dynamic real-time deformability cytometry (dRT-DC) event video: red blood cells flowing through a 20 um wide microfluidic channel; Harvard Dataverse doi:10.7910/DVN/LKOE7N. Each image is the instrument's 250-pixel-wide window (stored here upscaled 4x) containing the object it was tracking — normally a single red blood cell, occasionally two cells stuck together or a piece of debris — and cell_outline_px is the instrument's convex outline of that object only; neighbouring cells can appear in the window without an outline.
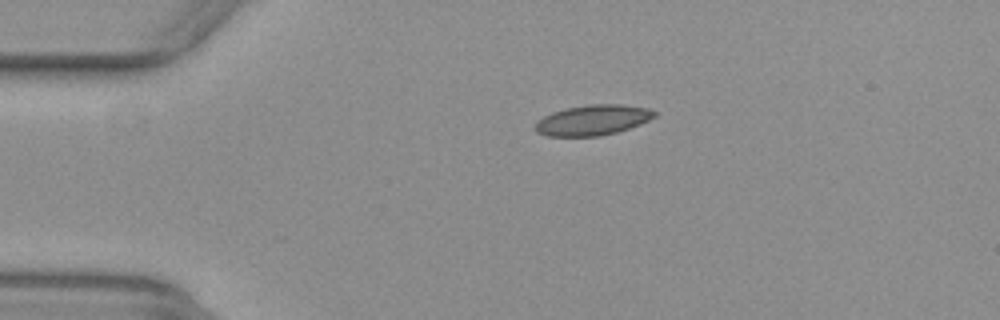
{"species": "common noctule bat (a hibernating species)", "species_latin": "Nyctalus noctula", "temperature_condition": "warm", "stored_images_in_passage": 43, "camera_frame_rate_fps": 3000, "um_per_image_px": 0.085, "animal": {"sex": "female", "body_mass_g": 29.2, "forearm_length_mm": 56.3}, "frame": {"image": 1, "passage_image": 1, "time_ms": 0.0, "image_size_px": [1000, 320], "cell_outline_px": [[656, 116], [640, 124], [616, 132], [600, 136], [548, 136], [536, 132], [536, 120], [552, 112], [564, 108], [588, 104], [624, 104], [648, 108], [656, 112]], "centroid_in_image_um": [50.37, 10.19], "position_along_channel_um": 34.6, "area_um2": 21.15}}
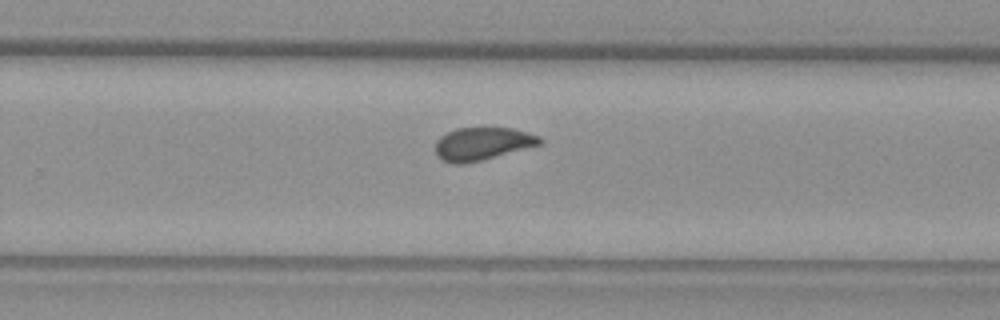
{"frame": {"image": 2, "passage_image": 24, "time_ms": 7.667, "image_size_px": [1000, 320], "cell_outline_px": [[544, 140], [540, 144], [480, 160], [464, 164], [452, 164], [436, 156], [436, 140], [440, 136], [456, 128], [512, 128], [540, 136]], "centroid_in_image_um": [40.97, 12.21], "position_along_channel_um": 288.8, "area_um2": 19.71}}
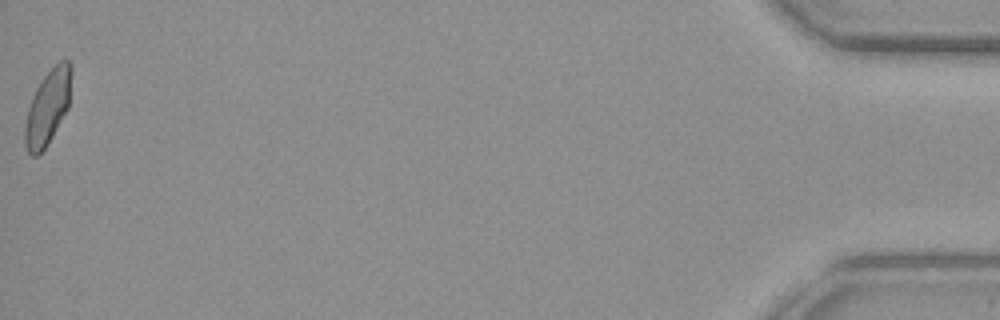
{"frame": {"image": 3, "passage_image": 43, "time_ms": 14.0, "image_size_px": [1000, 320], "cell_outline_px": [[72, 72], [68, 108], [52, 136], [44, 148], [36, 156], [32, 156], [28, 152], [24, 144], [24, 128], [28, 108], [32, 96], [40, 80], [60, 60], [68, 60], [72, 64]], "centroid_in_image_um": [4.05, 9.09], "position_along_channel_um": 431.1, "area_um2": 20.11}, "authors_computed_cell_mechanics": {"area_um2": 20.1722, "velocity_mm_per_s": 3.883, "shape_relaxation_time_tau1_ms": null, "shape_relaxation_time_tau2_ms": 0.8058, "deformation_change_tau1": null, "deformation_change_tau2": 0.0533}}